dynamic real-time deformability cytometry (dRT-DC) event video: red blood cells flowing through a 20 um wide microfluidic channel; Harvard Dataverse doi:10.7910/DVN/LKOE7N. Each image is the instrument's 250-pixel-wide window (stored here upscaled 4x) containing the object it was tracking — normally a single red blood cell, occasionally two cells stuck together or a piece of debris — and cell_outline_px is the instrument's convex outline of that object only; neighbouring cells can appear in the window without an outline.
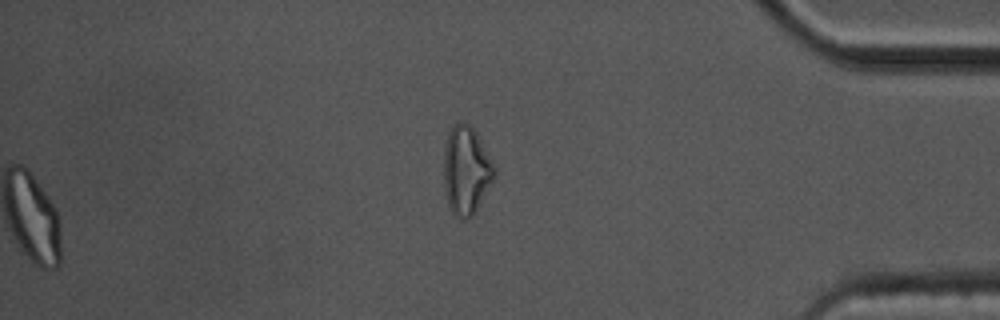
{"species": "common noctule bat (a hibernating species)", "species_latin": "Nyctalus noctula", "temperature_condition": "cold", "stored_images_in_passage": 61, "segment_of_instrument_passage": [2, 2], "camera_frame_rate_fps": 3000, "um_per_image_px": 0.085, "animal": {"sex": "male", "body_mass_g": 17.5, "forearm_length_mm": 52.3}, "frame": {"image": 1, "passage_image": 61, "time_ms": 20.0, "image_size_px": [1000, 320], "cell_outline_px": [[496, 176], [472, 216], [464, 220], [456, 216], [448, 208], [444, 192], [444, 148], [448, 132], [452, 124], [460, 120], [468, 124], [476, 132], [496, 168]], "centroid_in_image_um": [39.61, 14.48], "position_along_channel_um": 395.6, "area_um2": 26.3}}